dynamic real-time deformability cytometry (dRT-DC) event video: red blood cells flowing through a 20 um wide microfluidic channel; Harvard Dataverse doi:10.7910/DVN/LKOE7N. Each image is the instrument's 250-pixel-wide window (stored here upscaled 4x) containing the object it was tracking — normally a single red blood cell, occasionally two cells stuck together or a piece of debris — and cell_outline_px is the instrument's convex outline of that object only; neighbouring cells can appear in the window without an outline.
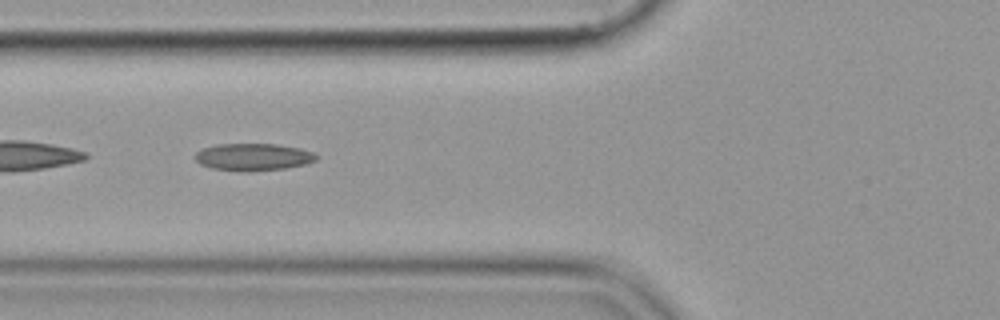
{"species": "common noctule bat (a hibernating species)", "species_latin": "Nyctalus noctula", "temperature_condition": "cold", "stored_images_in_passage": 47, "camera_frame_rate_fps": 3000, "um_per_image_px": 0.085, "animal": {"sex": "female", "body_mass_g": 19.9}, "frame": {"image": 1, "passage_image": 15, "time_ms": 4.667, "image_size_px": [1000, 320], "cell_outline_px": [[320, 156], [316, 160], [304, 164], [284, 168], [212, 168], [200, 164], [192, 156], [196, 152], [204, 148], [216, 144], [276, 144], [300, 148], [312, 152]], "centroid_in_image_um": [21.53, 13.28], "position_along_channel_um": 104.3, "area_um2": 18.21}}
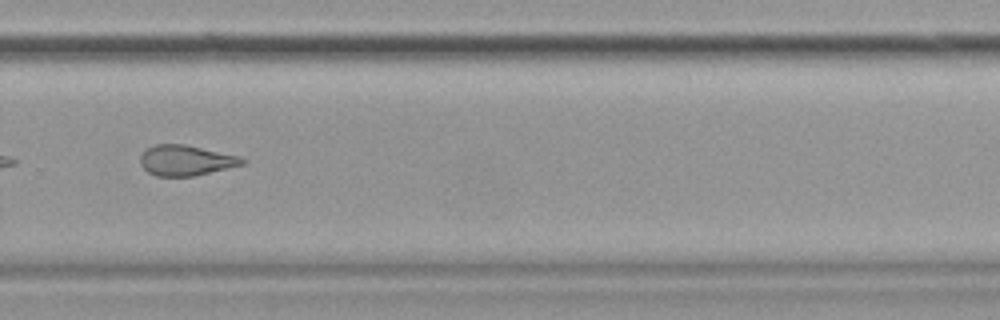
{"frame": {"image": 2, "passage_image": 32, "time_ms": 10.333, "image_size_px": [1000, 320], "cell_outline_px": [[248, 160], [244, 164], [228, 168], [192, 176], [156, 176], [148, 172], [140, 164], [140, 156], [148, 148], [156, 144], [184, 144], [240, 156]], "centroid_in_image_um": [15.81, 13.63], "position_along_channel_um": 314.0, "area_um2": 17.98}}
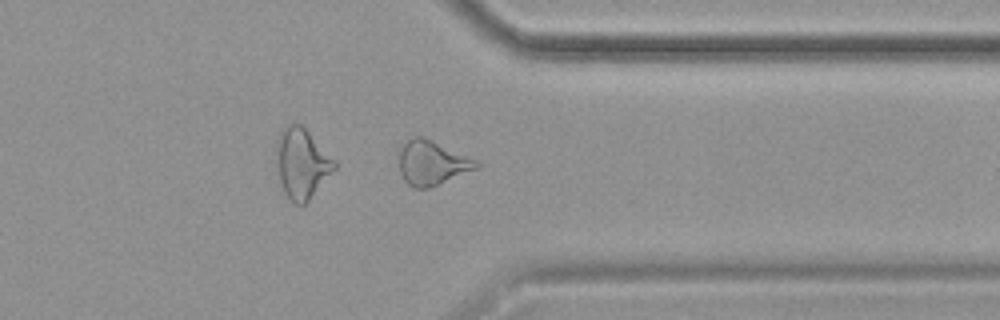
{"frame": {"image": 3, "passage_image": 37, "time_ms": 12.0, "image_size_px": [1000, 320], "cell_outline_px": [[480, 168], [428, 188], [416, 188], [408, 184], [404, 180], [400, 172], [400, 144], [412, 136], [424, 136], [468, 156], [476, 160], [480, 164]], "centroid_in_image_um": [36.72, 13.82], "position_along_channel_um": 374.7, "area_um2": 20.11}}